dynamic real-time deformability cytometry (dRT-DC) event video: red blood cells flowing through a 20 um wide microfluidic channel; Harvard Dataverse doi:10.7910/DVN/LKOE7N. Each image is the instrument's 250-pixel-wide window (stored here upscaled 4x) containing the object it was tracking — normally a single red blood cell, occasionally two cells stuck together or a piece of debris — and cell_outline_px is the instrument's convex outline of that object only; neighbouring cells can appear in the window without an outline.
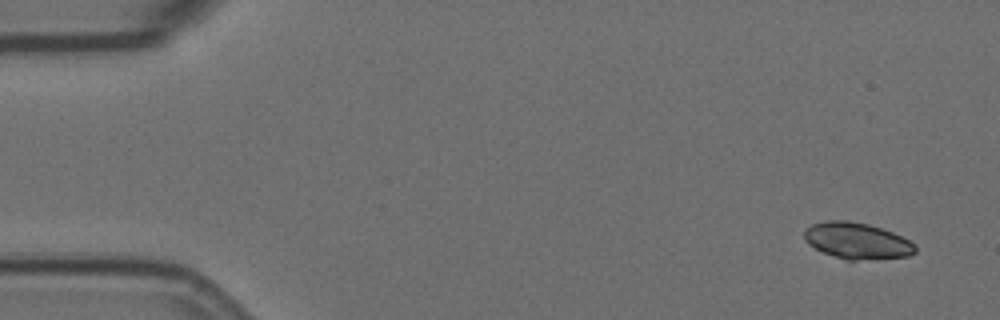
{"species": "Egyptian fruit bat (a non-hibernating species)", "species_latin": "Rousettus aegyptiacus", "temperature_condition": "room temperature", "stored_images_in_passage": 6, "camera_frame_rate_fps": 3000, "um_per_image_px": 0.085, "animal": {"sex": "female"}, "frame": {"image": 1, "passage_image": 1, "time_ms": 0.0, "image_size_px": [1000, 320], "cell_outline_px": [[916, 252], [908, 256], [856, 260], [844, 260], [824, 252], [808, 244], [804, 240], [804, 228], [812, 224], [828, 220], [848, 220], [868, 224], [892, 232], [916, 244]], "centroid_in_image_um": [72.82, 20.46], "position_along_channel_um": 12.2, "area_um2": 23.41}}
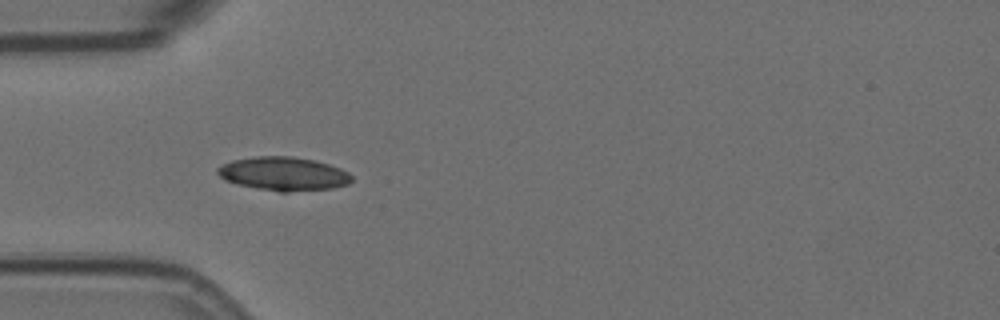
{"frame": {"image": 2, "passage_image": 5, "time_ms": 1.333, "image_size_px": [1000, 320], "cell_outline_px": [[352, 180], [348, 184], [332, 188], [288, 192], [280, 192], [236, 184], [224, 180], [216, 172], [216, 168], [220, 164], [232, 160], [256, 156], [292, 156], [316, 160], [340, 168], [348, 172], [352, 176]], "centroid_in_image_um": [24.07, 14.76], "position_along_channel_um": 60.9, "area_um2": 26.47}}
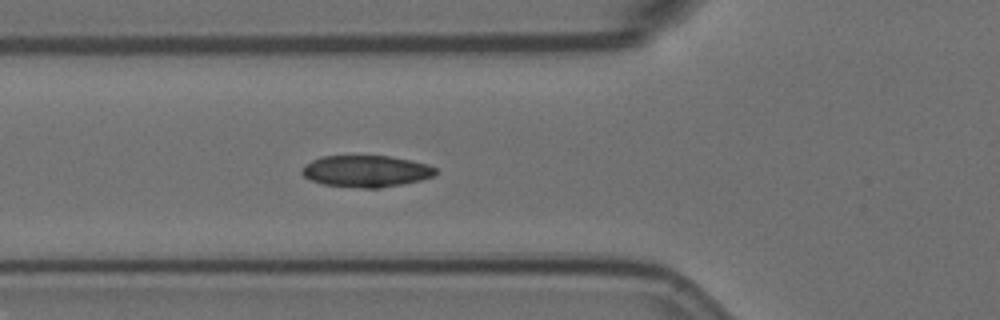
{"frame": {"image": 3, "passage_image": 6, "time_ms": 1.667, "image_size_px": [1000, 320], "cell_outline_px": [[436, 172], [432, 176], [420, 180], [380, 188], [360, 188], [324, 184], [312, 180], [304, 176], [300, 172], [300, 168], [304, 164], [320, 156], [388, 156], [428, 164], [436, 168]], "centroid_in_image_um": [31.06, 14.54], "position_along_channel_um": 94.7, "area_um2": 24.51}}